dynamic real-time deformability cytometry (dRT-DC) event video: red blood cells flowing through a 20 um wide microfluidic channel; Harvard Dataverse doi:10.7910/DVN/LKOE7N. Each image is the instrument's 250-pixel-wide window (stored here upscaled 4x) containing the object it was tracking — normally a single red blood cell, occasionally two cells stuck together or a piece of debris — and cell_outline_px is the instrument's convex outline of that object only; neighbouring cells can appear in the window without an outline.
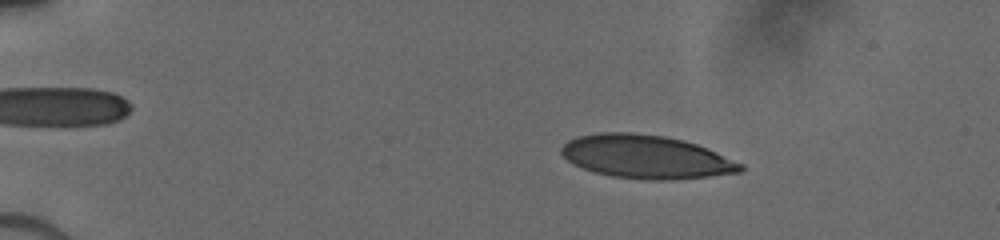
{"species": "human", "species_latin": "Homo sapiens", "temperature_condition": "cold", "stored_images_in_passage": 27, "camera_frame_rate_fps": 3000, "um_per_image_px": 0.085, "donor": {"sex": "male"}, "frame": {"image": 1, "passage_image": 5, "time_ms": 2.333, "image_size_px": [1000, 240], "cell_outline_px": [[744, 168], [740, 172], [708, 176], [668, 180], [644, 180], [612, 176], [596, 172], [572, 164], [560, 152], [560, 148], [568, 140], [580, 136], [600, 132], [632, 132], [664, 136], [684, 140], [696, 144], [744, 164]], "centroid_in_image_um": [54.9, 13.32], "position_along_channel_um": 30.1, "area_um2": 45.08}}
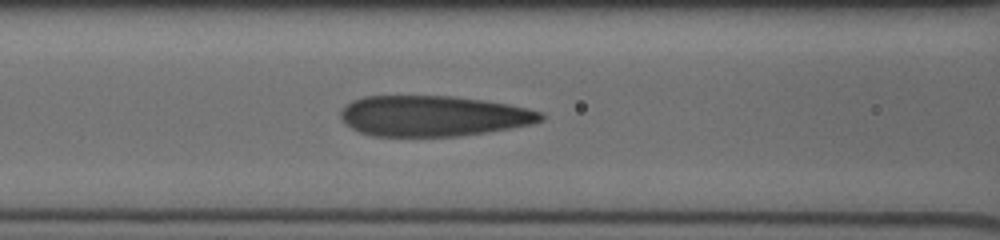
{"frame": {"image": 2, "passage_image": 20, "time_ms": 7.0, "image_size_px": [1000, 240], "cell_outline_px": [[544, 120], [532, 124], [460, 136], [372, 136], [360, 132], [344, 124], [340, 116], [340, 112], [352, 100], [364, 96], [456, 96], [508, 104], [528, 108], [540, 112], [544, 116]], "centroid_in_image_um": [36.8, 9.85], "position_along_channel_um": 129.8, "area_um2": 47.34}}
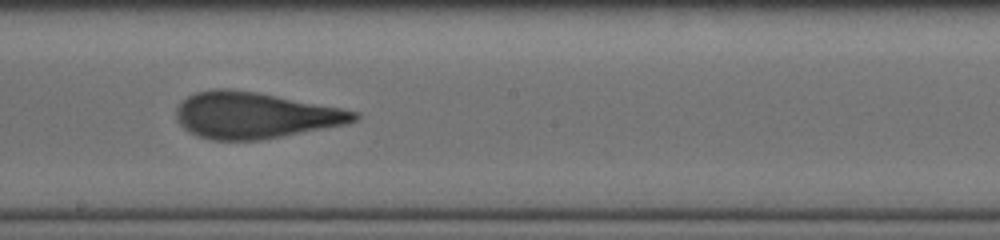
{"frame": {"image": 3, "passage_image": 26, "time_ms": 9.333, "image_size_px": [1000, 240], "cell_outline_px": [[360, 116], [356, 120], [348, 124], [260, 140], [212, 140], [196, 136], [188, 132], [176, 120], [176, 108], [188, 96], [196, 92], [212, 88], [228, 88], [256, 92], [340, 108], [360, 112]], "centroid_in_image_um": [21.63, 9.8], "position_along_channel_um": 226.6, "area_um2": 47.92}}